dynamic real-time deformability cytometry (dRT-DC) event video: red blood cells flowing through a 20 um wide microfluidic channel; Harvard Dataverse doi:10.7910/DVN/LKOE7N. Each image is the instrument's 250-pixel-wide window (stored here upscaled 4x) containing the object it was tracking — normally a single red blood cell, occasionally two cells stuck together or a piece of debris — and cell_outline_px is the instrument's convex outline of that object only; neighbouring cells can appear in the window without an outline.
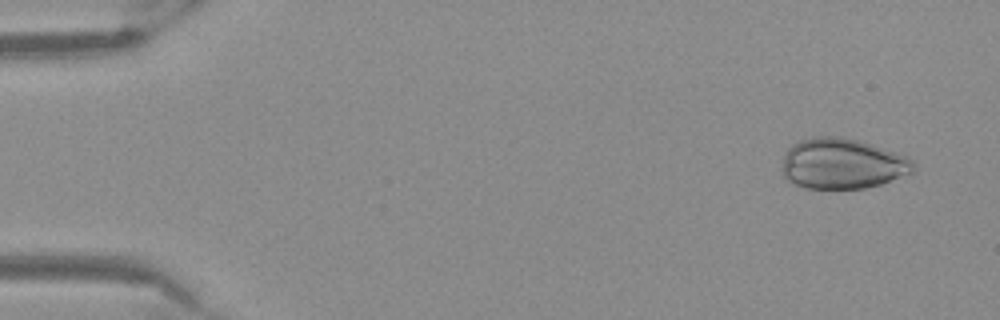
{"species": "Egyptian fruit bat (a non-hibernating species)", "species_latin": "Rousettus aegyptiacus", "temperature_condition": "warm", "stored_images_in_passage": 50, "camera_frame_rate_fps": 3000, "um_per_image_px": 0.085, "frame": {"image": 1, "passage_image": 1, "time_ms": 0.0, "image_size_px": [1000, 320], "cell_outline_px": [[916, 172], [880, 184], [864, 188], [804, 188], [792, 184], [784, 176], [784, 152], [792, 144], [800, 140], [812, 136], [840, 136], [856, 140], [908, 156], [916, 164]], "centroid_in_image_um": [71.62, 13.91], "position_along_channel_um": 13.4, "area_um2": 38.78}}
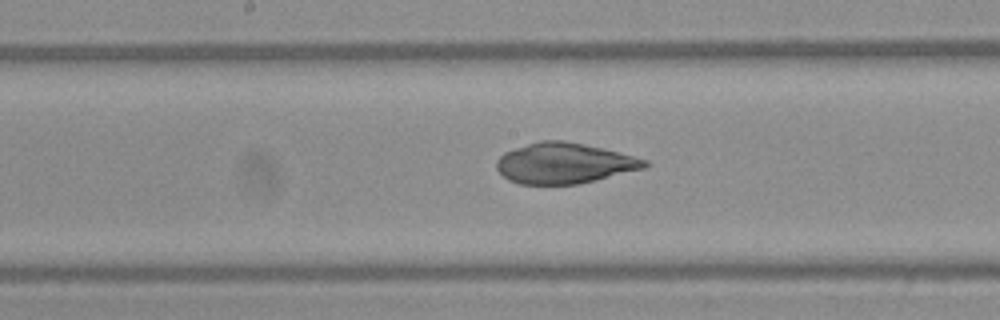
{"frame": {"image": 2, "passage_image": 25, "time_ms": 8.0, "image_size_px": [1000, 320], "cell_outline_px": [[652, 164], [644, 168], [580, 184], [520, 184], [508, 180], [496, 168], [496, 160], [504, 152], [540, 140], [564, 140], [584, 144], [648, 160]], "centroid_in_image_um": [47.95, 13.88], "position_along_channel_um": 200.3, "area_um2": 34.85}}
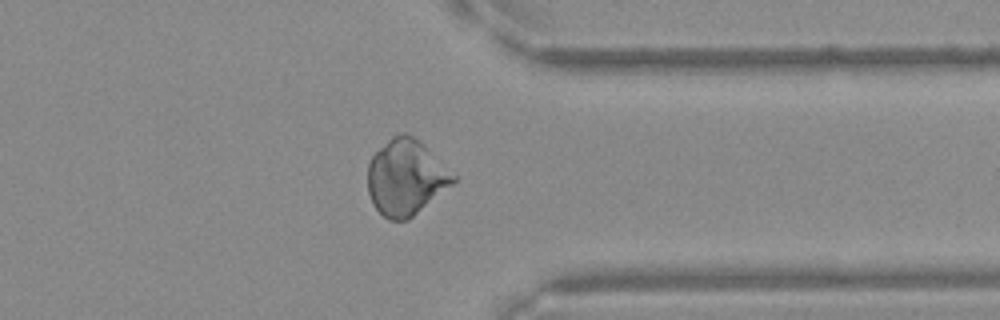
{"frame": {"image": 3, "passage_image": 39, "time_ms": 12.667, "image_size_px": [1000, 320], "cell_outline_px": [[456, 180], [452, 184], [408, 220], [388, 220], [376, 208], [368, 192], [368, 164], [372, 156], [392, 136], [400, 132], [404, 132], [420, 140], [456, 176]], "centroid_in_image_um": [34.49, 15.07], "position_along_channel_um": 376.9, "area_um2": 37.28}}